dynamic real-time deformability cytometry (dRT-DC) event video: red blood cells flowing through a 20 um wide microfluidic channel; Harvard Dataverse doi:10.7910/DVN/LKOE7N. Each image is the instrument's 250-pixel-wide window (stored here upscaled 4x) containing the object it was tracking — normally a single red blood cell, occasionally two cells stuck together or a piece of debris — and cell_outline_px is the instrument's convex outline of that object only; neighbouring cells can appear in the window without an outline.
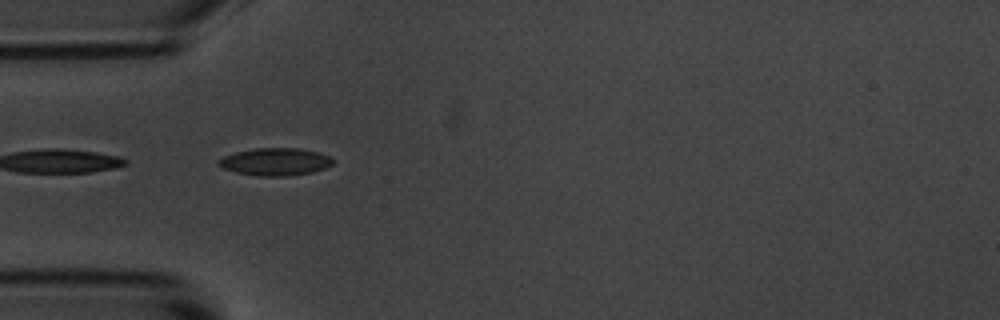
{"species": "common noctule bat (a hibernating species)", "species_latin": "Nyctalus noctula", "temperature_condition": "room temperature", "stored_images_in_passage": 2, "camera_frame_rate_fps": 3000, "um_per_image_px": 0.085, "animal": {"sex": "male", "body_mass_g": 20.1, "forearm_length_mm": 53.5}, "frame": {"image": 1, "passage_image": 2, "time_ms": 0.333, "image_size_px": [1000, 320], "cell_outline_px": [[336, 160], [332, 164], [324, 168], [312, 172], [284, 176], [260, 176], [236, 172], [224, 168], [216, 164], [216, 160], [224, 156], [236, 152], [252, 148], [300, 148], [316, 152], [328, 156]], "centroid_in_image_um": [23.37, 13.74], "position_along_channel_um": 61.6, "area_um2": 18.26}}